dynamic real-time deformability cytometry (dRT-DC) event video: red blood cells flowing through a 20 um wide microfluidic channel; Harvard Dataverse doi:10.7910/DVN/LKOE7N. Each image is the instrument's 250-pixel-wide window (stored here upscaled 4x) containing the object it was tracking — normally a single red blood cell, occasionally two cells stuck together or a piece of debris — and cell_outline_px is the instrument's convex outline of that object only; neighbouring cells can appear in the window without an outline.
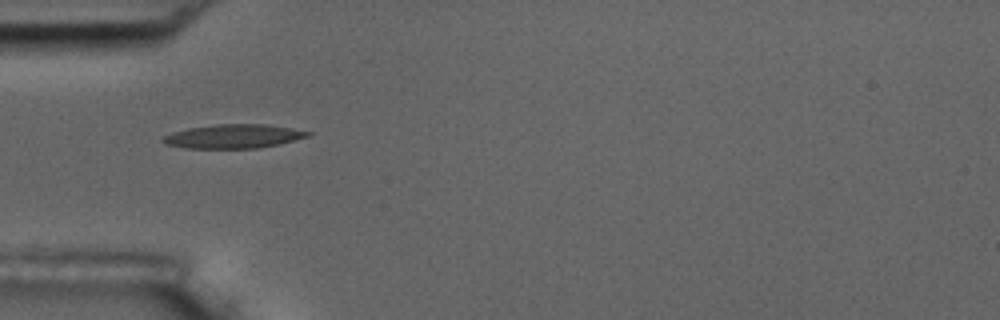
{"species": "common noctule bat (a hibernating species)", "species_latin": "Nyctalus noctula", "temperature_condition": "room temperature", "stored_images_in_passage": 11, "camera_frame_rate_fps": 3000, "um_per_image_px": 0.085, "animal": {"sex": "male", "body_mass_g": 17.5, "forearm_length_mm": 52.3}, "frame": {"image": 1, "passage_image": 1, "time_ms": 0.0, "image_size_px": [1000, 320], "cell_outline_px": [[312, 136], [276, 144], [256, 148], [184, 148], [164, 144], [160, 140], [160, 136], [172, 132], [188, 128], [216, 124], [268, 124], [292, 128], [312, 132]], "centroid_in_image_um": [19.79, 11.58], "position_along_channel_um": 65.2, "area_um2": 20.35}}
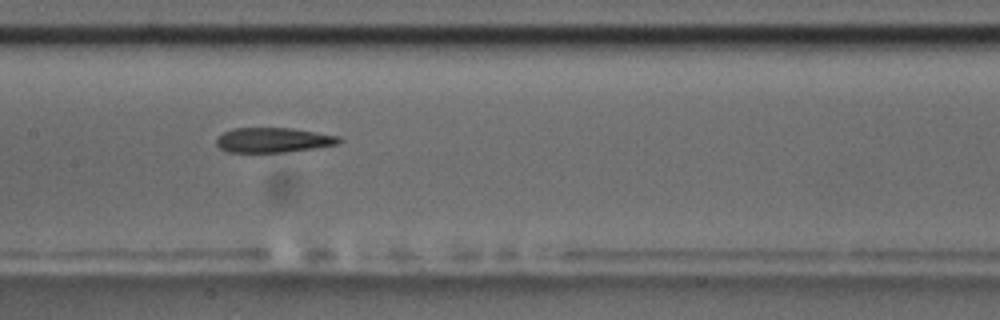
{"frame": {"image": 2, "passage_image": 4, "time_ms": 1.0, "image_size_px": [1000, 320], "cell_outline_px": [[344, 140], [336, 144], [312, 148], [284, 152], [228, 152], [220, 148], [216, 144], [216, 136], [232, 128], [292, 128], [340, 136]], "centroid_in_image_um": [23.2, 11.89], "position_along_channel_um": 184.2, "area_um2": 17.74}}
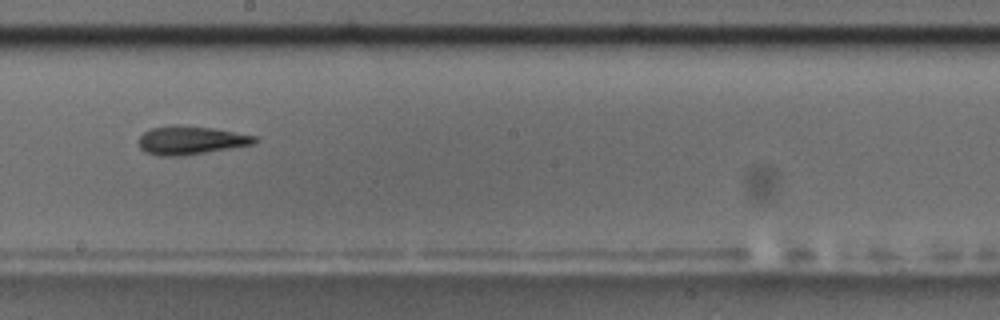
{"frame": {"image": 3, "passage_image": 5, "time_ms": 1.333, "image_size_px": [1000, 320], "cell_outline_px": [[260, 140], [252, 144], [184, 156], [156, 156], [144, 152], [140, 148], [136, 140], [144, 132], [152, 128], [172, 124], [180, 124], [212, 128], [256, 136]], "centroid_in_image_um": [16.14, 11.92], "position_along_channel_um": 232.1, "area_um2": 19.48}}